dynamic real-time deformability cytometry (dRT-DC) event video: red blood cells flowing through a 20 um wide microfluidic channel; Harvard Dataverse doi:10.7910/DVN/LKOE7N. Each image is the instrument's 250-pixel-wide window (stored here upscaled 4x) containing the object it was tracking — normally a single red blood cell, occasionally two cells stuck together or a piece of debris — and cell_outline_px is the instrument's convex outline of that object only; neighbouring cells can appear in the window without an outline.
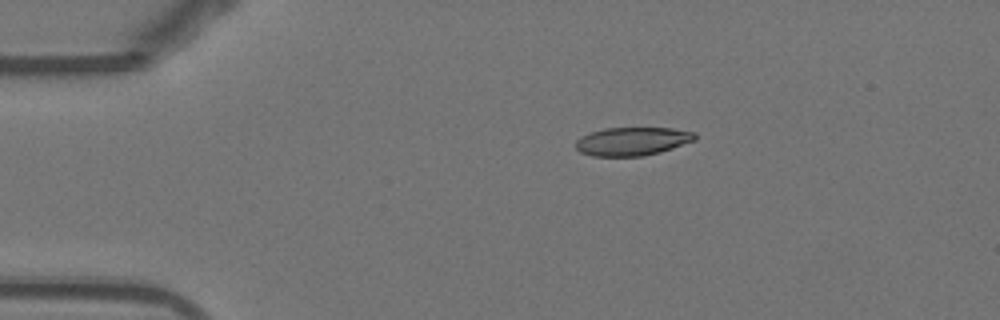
{"species": "Egyptian fruit bat (a non-hibernating species)", "species_latin": "Rousettus aegyptiacus", "temperature_condition": "warm", "stored_images_in_passage": 43, "camera_frame_rate_fps": 3000, "um_per_image_px": 0.085, "animal": {"sex": "female"}, "frame": {"image": 1, "passage_image": 1, "time_ms": 0.0, "image_size_px": [1000, 320], "cell_outline_px": [[696, 140], [660, 152], [644, 156], [592, 156], [580, 152], [576, 148], [576, 140], [580, 136], [604, 128], [672, 128], [696, 132]], "centroid_in_image_um": [53.75, 12.01], "position_along_channel_um": 31.2, "area_um2": 19.77}}
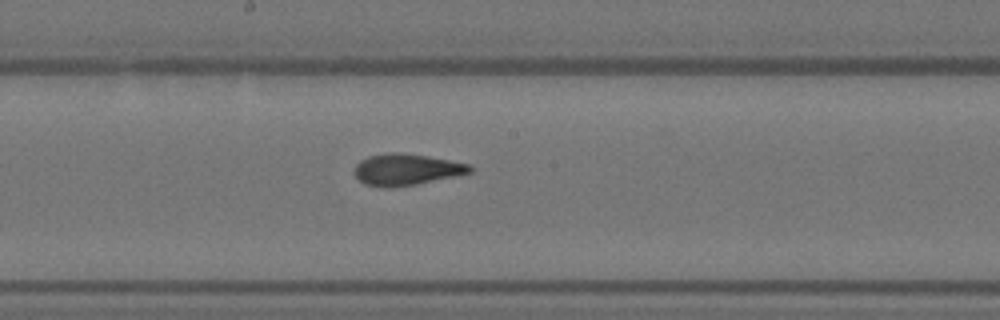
{"frame": {"image": 2, "passage_image": 19, "time_ms": 6.0, "image_size_px": [1000, 320], "cell_outline_px": [[472, 172], [416, 184], [392, 188], [388, 188], [364, 184], [356, 176], [356, 164], [360, 160], [368, 156], [388, 152], [400, 152], [428, 156], [468, 164], [472, 168]], "centroid_in_image_um": [34.51, 14.4], "position_along_channel_um": 213.7, "area_um2": 20.92}}
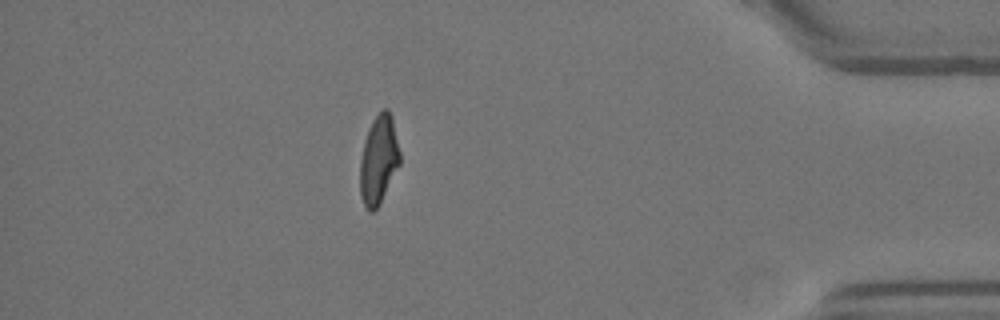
{"frame": {"image": 3, "passage_image": 37, "time_ms": 12.0, "image_size_px": [1000, 320], "cell_outline_px": [[400, 164], [380, 204], [372, 212], [368, 212], [360, 196], [360, 160], [364, 140], [372, 120], [384, 108], [388, 108], [392, 116], [400, 152]], "centroid_in_image_um": [32.19, 13.59], "position_along_channel_um": 403.0, "area_um2": 20.69}, "authors_computed_cell_mechanics": {"area_um2": 20.9814, "velocity_mm_per_s": 3.8775, "shape_relaxation_time_tau1_ms": 8.4282, "shape_relaxation_time_tau2_ms": 1.8209, "deformation_change_tau1": 0.2542, "deformation_change_tau2": 0.0938}}